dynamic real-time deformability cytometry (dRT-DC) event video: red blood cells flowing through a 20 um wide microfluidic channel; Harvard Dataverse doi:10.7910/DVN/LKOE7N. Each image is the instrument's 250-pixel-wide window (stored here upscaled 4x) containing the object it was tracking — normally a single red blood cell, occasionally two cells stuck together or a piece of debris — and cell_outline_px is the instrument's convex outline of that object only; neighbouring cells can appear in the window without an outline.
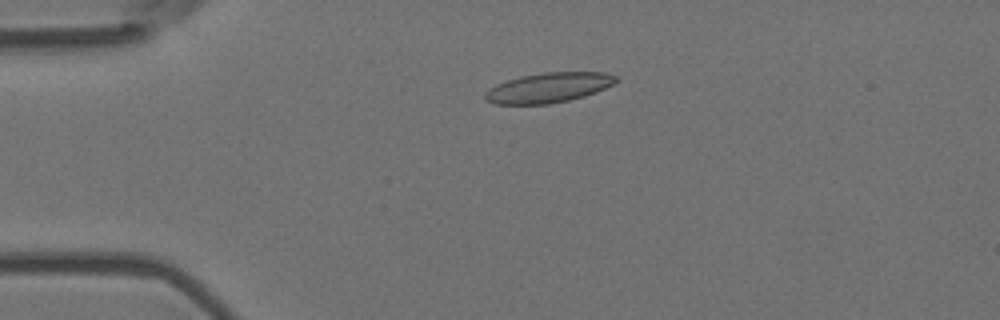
{"species": "Egyptian fruit bat (a non-hibernating species)", "species_latin": "Rousettus aegyptiacus", "temperature_condition": "room temperature", "stored_images_in_passage": 4, "camera_frame_rate_fps": 3000, "um_per_image_px": 0.085, "animal": {"sex": "female"}, "frame": {"image": 1, "passage_image": 3, "time_ms": 0.667, "image_size_px": [1000, 320], "cell_outline_px": [[616, 80], [612, 84], [596, 92], [584, 96], [568, 100], [548, 104], [492, 104], [484, 100], [484, 92], [496, 84], [508, 80], [524, 76], [544, 72], [604, 72], [616, 76]], "centroid_in_image_um": [46.58, 7.46], "position_along_channel_um": 38.4, "area_um2": 22.66}}